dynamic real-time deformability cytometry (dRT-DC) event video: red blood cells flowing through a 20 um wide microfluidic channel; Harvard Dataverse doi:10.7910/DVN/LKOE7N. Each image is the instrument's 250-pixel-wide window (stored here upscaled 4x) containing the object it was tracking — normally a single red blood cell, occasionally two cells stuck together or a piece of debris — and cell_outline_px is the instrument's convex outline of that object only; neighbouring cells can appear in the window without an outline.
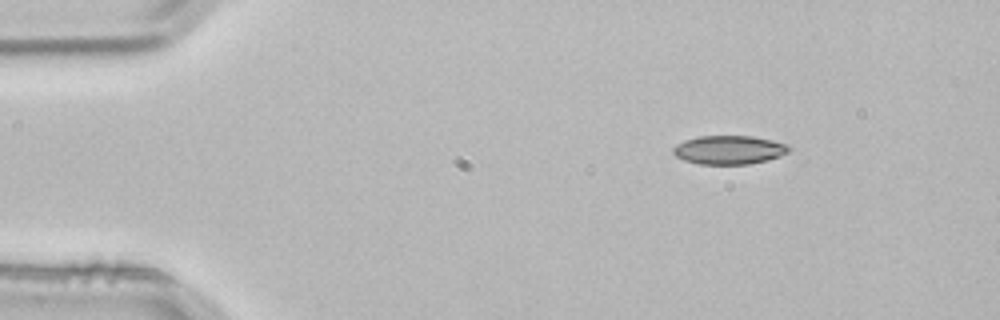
{"species": "common noctule bat (a hibernating species)", "species_latin": "Nyctalus noctula", "temperature_condition": "room temperature", "stored_images_in_passage": 2, "camera_frame_rate_fps": 3000, "um_per_image_px": 0.085, "animal": {"sex": "male", "body_mass_g": 21.5, "forearm_length_mm": 52.0}, "frame": {"image": 1, "passage_image": 1, "time_ms": 0.0, "image_size_px": [1000, 320], "cell_outline_px": [[792, 148], [788, 152], [780, 156], [768, 160], [748, 164], [696, 164], [684, 160], [676, 156], [672, 152], [672, 148], [676, 144], [684, 140], [700, 136], [752, 136], [772, 140], [788, 144]], "centroid_in_image_um": [61.97, 12.74], "position_along_channel_um": 23.0, "area_um2": 19.54}}
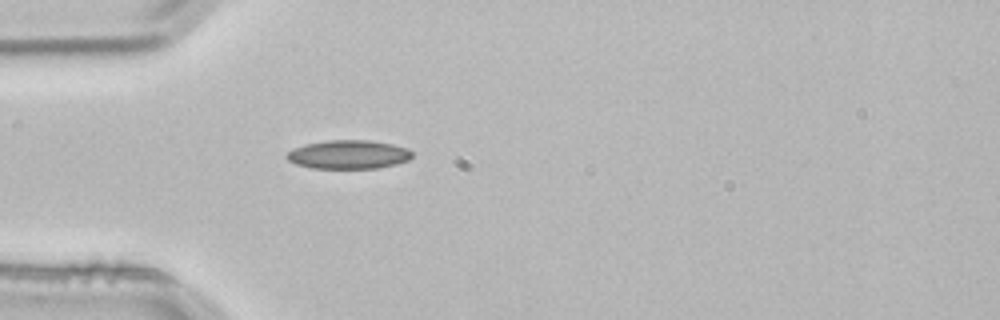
{"frame": {"image": 2, "passage_image": 2, "time_ms": 0.333, "image_size_px": [1000, 320], "cell_outline_px": [[412, 156], [408, 160], [396, 164], [376, 168], [312, 168], [296, 164], [288, 160], [284, 156], [288, 152], [304, 144], [328, 140], [368, 140], [392, 144], [408, 148], [412, 152]], "centroid_in_image_um": [29.62, 13.13], "position_along_channel_um": 55.4, "area_um2": 20.92}}